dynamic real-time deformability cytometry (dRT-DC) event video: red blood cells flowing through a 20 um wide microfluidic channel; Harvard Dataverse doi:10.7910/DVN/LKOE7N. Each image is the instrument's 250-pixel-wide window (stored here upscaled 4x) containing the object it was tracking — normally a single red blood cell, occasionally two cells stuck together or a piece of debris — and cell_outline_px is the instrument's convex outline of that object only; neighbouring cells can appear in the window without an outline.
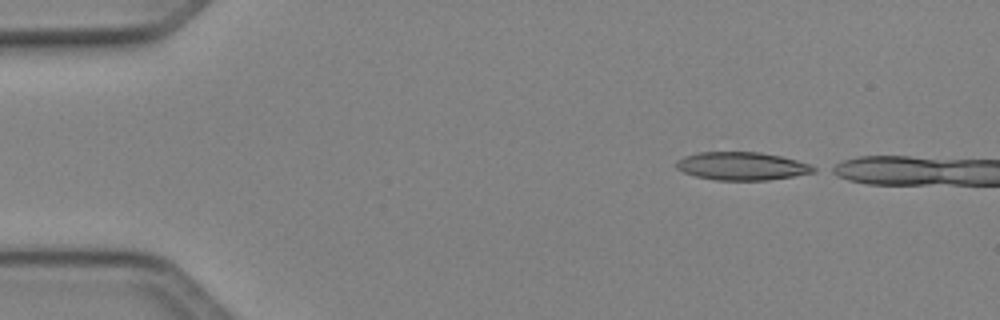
{"species": "Egyptian fruit bat (a non-hibernating species)", "species_latin": "Rousettus aegyptiacus", "temperature_condition": "cold", "stored_images_in_passage": 37, "camera_frame_rate_fps": 3000, "um_per_image_px": 0.085, "animal": {"sex": "female"}, "frame": {"image": 1, "passage_image": 1, "time_ms": 0.0, "image_size_px": [1000, 320], "cell_outline_px": [[816, 172], [768, 180], [712, 180], [696, 176], [684, 172], [676, 168], [676, 160], [684, 156], [696, 152], [760, 152], [780, 156], [796, 160], [808, 164], [816, 168]], "centroid_in_image_um": [63.02, 14.11], "position_along_channel_um": 22.0, "area_um2": 22.43}}
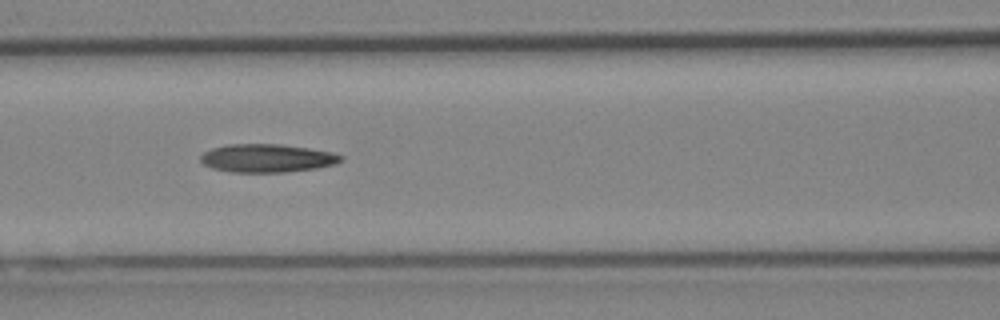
{"frame": {"image": 2, "passage_image": 16, "time_ms": 5.0, "image_size_px": [1000, 320], "cell_outline_px": [[344, 160], [336, 164], [316, 168], [284, 172], [232, 172], [212, 168], [204, 164], [200, 160], [200, 156], [204, 152], [212, 148], [228, 144], [280, 144], [308, 148], [332, 152], [344, 156]], "centroid_in_image_um": [22.72, 13.44], "position_along_channel_um": 143.9, "area_um2": 23.12}}
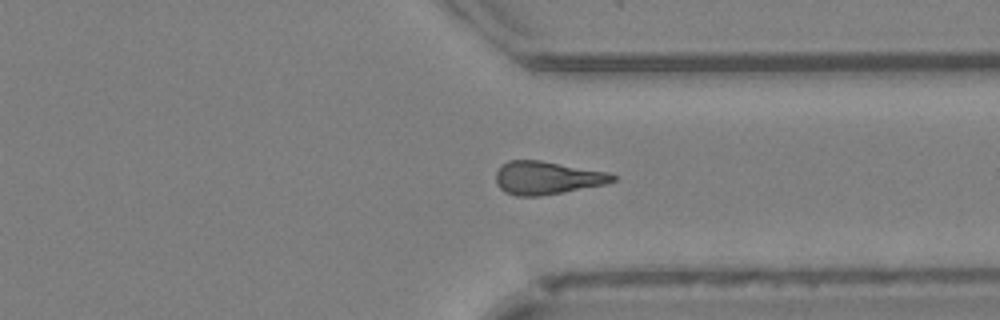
{"frame": {"image": 3, "passage_image": 32, "time_ms": 10.333, "image_size_px": [1000, 320], "cell_outline_px": [[616, 180], [604, 184], [540, 196], [516, 196], [504, 192], [496, 184], [496, 172], [508, 160], [540, 160], [608, 172], [616, 176]], "centroid_in_image_um": [46.47, 15.12], "position_along_channel_um": 364.9, "area_um2": 22.31}}